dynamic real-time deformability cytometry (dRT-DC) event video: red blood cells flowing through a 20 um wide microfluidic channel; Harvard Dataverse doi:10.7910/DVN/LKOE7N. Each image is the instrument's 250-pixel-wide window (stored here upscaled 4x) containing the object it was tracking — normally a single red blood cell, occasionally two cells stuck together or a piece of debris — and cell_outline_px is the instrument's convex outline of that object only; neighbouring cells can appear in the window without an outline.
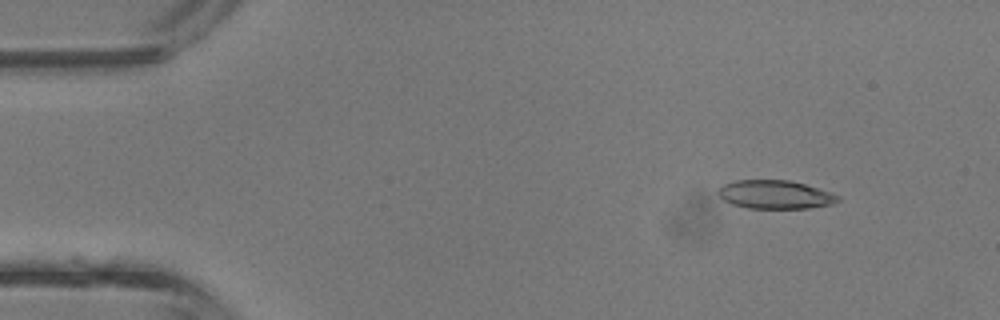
{"species": "common noctule bat (a hibernating species)", "species_latin": "Nyctalus noctula", "temperature_condition": "room temperature", "stored_images_in_passage": 14, "camera_frame_rate_fps": 3000, "um_per_image_px": 0.085, "animal": {"sex": "male", "body_mass_g": 13.3}, "frame": {"image": 1, "passage_image": 1, "time_ms": 0.0, "image_size_px": [1000, 320], "cell_outline_px": [[840, 200], [832, 204], [808, 208], [748, 208], [732, 204], [724, 200], [716, 192], [724, 184], [732, 180], [788, 180], [804, 184], [832, 192], [840, 196]], "centroid_in_image_um": [65.89, 16.53], "position_along_channel_um": 19.1, "area_um2": 19.88}}
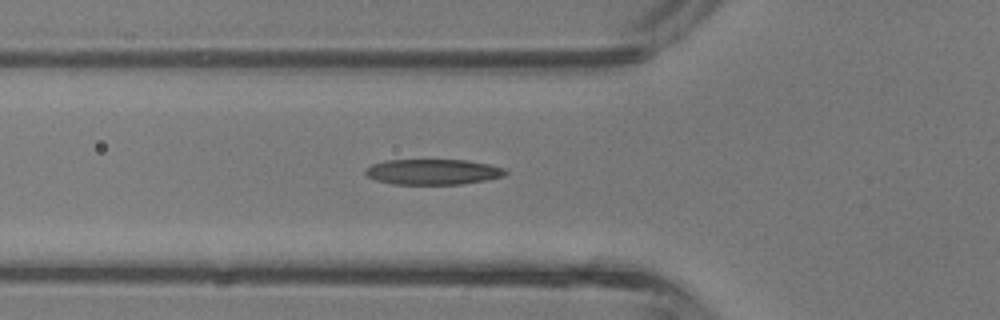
{"frame": {"image": 2, "passage_image": 11, "time_ms": 3.333, "image_size_px": [1000, 320], "cell_outline_px": [[508, 172], [504, 176], [484, 180], [460, 184], [392, 184], [376, 180], [368, 176], [364, 172], [364, 168], [372, 164], [384, 160], [468, 160], [488, 164], [504, 168]], "centroid_in_image_um": [36.77, 14.6], "position_along_channel_um": 89.0, "area_um2": 20.81}}
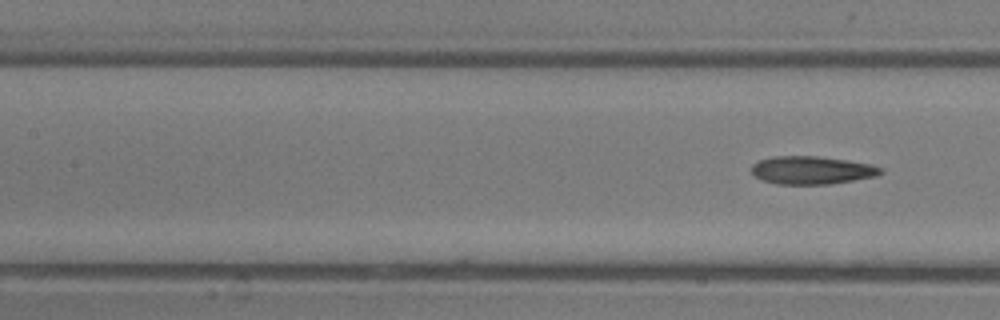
{"frame": {"image": 3, "passage_image": 14, "time_ms": 4.333, "image_size_px": [1000, 320], "cell_outline_px": [[884, 172], [876, 176], [828, 184], [776, 184], [764, 180], [756, 176], [752, 172], [752, 164], [760, 160], [772, 156], [816, 156], [848, 160], [868, 164], [880, 168]], "centroid_in_image_um": [68.98, 14.46], "position_along_channel_um": 138.4, "area_um2": 20.81}}